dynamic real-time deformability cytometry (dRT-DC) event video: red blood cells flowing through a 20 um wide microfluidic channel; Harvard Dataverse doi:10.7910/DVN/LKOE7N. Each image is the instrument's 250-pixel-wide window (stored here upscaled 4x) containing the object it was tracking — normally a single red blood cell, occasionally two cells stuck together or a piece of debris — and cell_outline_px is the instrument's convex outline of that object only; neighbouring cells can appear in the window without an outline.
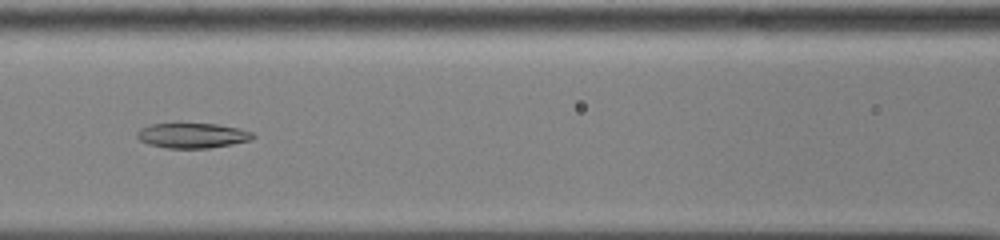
{"species": "common noctule bat (a hibernating species)", "species_latin": "Nyctalus noctula", "temperature_condition": "cold", "stored_images_in_passage": 38, "camera_frame_rate_fps": 3000, "um_per_image_px": 0.085, "animal": {"sex": "male", "body_mass_g": 13.0, "forearm_length_mm": 53.1}, "frame": {"image": 1, "passage_image": 10, "time_ms": 3.0, "image_size_px": [1000, 240], "cell_outline_px": [[256, 136], [252, 140], [232, 144], [208, 148], [168, 148], [148, 144], [140, 140], [136, 136], [136, 132], [140, 128], [148, 124], [176, 120], [216, 124], [240, 128], [252, 132]], "centroid_in_image_um": [16.3, 11.46], "position_along_channel_um": 150.3, "area_um2": 17.92}}
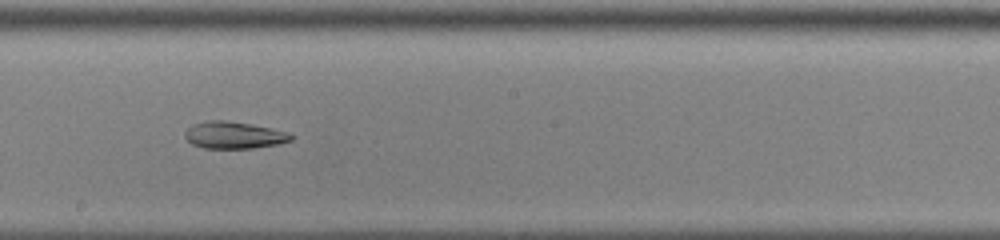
{"frame": {"image": 2, "passage_image": 16, "time_ms": 5.0, "image_size_px": [1000, 240], "cell_outline_px": [[296, 136], [292, 140], [280, 144], [252, 148], [204, 148], [192, 144], [184, 136], [184, 132], [192, 124], [208, 120], [228, 120], [252, 124], [292, 132]], "centroid_in_image_um": [19.95, 11.47], "position_along_channel_um": 228.3, "area_um2": 17.05}}
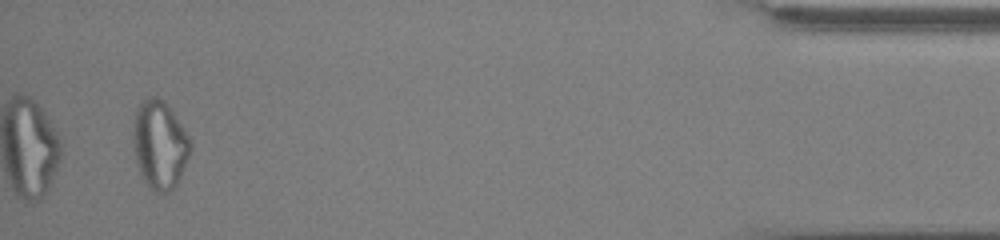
{"frame": {"image": 3, "passage_image": 36, "time_ms": 11.667, "image_size_px": [1000, 240], "cell_outline_px": [[192, 148], [180, 176], [176, 184], [168, 192], [152, 192], [144, 180], [140, 172], [136, 160], [132, 140], [132, 128], [136, 112], [140, 104], [148, 96], [156, 96], [164, 100], [184, 128], [192, 140]], "centroid_in_image_um": [13.57, 12.28], "position_along_channel_um": 421.6, "area_um2": 29.48}, "authors_computed_cell_mechanics": {"area_um2": 19.5075, "velocity_mm_per_s": 3.9115, "shape_relaxation_time_tau1_ms": null, "shape_relaxation_time_tau2_ms": 9.4044, "deformation_change_tau1": null, "deformation_change_tau2": 0.1649}}